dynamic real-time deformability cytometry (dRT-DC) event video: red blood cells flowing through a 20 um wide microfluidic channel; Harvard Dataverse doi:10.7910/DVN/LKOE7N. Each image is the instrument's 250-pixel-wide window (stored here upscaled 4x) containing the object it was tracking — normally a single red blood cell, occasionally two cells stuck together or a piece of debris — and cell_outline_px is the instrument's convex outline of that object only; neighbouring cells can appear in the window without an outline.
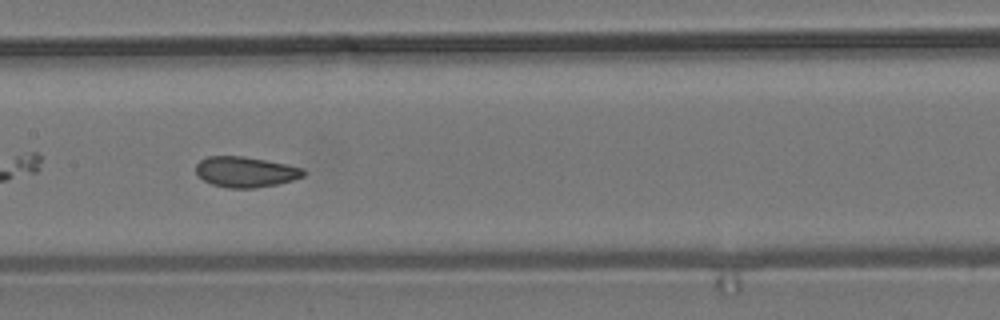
{"species": "common noctule bat (a hibernating species)", "species_latin": "Nyctalus noctula", "temperature_condition": "room temperature", "stored_images_in_passage": 21, "camera_frame_rate_fps": 3000, "um_per_image_px": 0.085, "animal": {"sex": "male", "body_mass_g": 19.2, "forearm_length_mm": 51.8}, "frame": {"image": 1, "passage_image": 12, "time_ms": 3.667, "image_size_px": [1000, 320], "cell_outline_px": [[308, 172], [304, 176], [292, 180], [276, 184], [252, 188], [228, 188], [212, 184], [204, 180], [196, 172], [196, 164], [200, 160], [208, 156], [244, 156], [288, 164], [304, 168]], "centroid_in_image_um": [20.91, 14.6], "position_along_channel_um": 186.5, "area_um2": 19.19}}
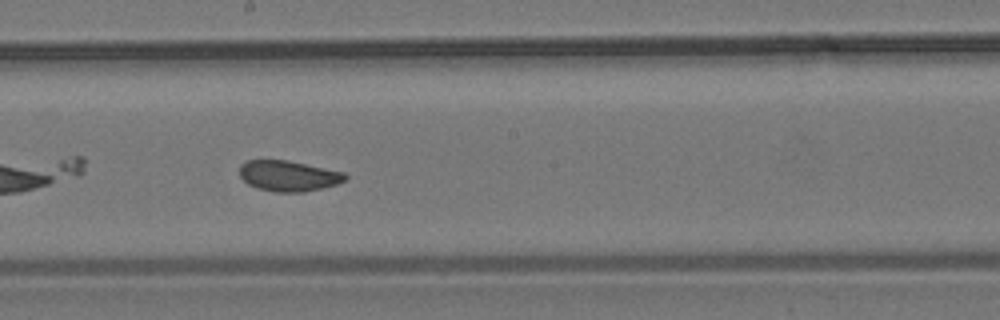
{"frame": {"image": 2, "passage_image": 15, "time_ms": 4.667, "image_size_px": [1000, 320], "cell_outline_px": [[348, 176], [344, 180], [336, 184], [304, 192], [276, 192], [256, 188], [248, 184], [240, 176], [240, 164], [248, 160], [288, 160], [344, 172]], "centroid_in_image_um": [24.5, 14.95], "position_along_channel_um": 223.7, "area_um2": 18.79}}